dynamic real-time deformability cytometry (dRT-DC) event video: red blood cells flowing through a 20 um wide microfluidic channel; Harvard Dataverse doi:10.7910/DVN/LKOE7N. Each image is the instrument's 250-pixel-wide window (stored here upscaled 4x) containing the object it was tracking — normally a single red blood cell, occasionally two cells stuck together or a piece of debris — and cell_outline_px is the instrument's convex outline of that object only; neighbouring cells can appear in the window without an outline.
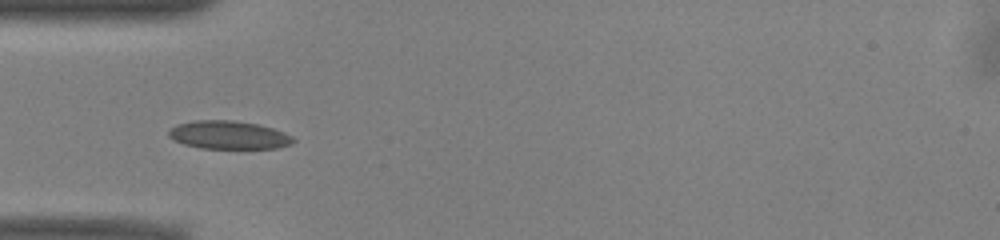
{"species": "common noctule bat (a hibernating species)", "species_latin": "Nyctalus noctula", "temperature_condition": "warm", "stored_images_in_passage": 38, "camera_frame_rate_fps": 3000, "um_per_image_px": 0.085, "animal": {"sex": "male", "body_mass_g": 13.0, "forearm_length_mm": 53.1}, "frame": {"image": 1, "passage_image": 2, "time_ms": 0.333, "image_size_px": [1000, 240], "cell_outline_px": [[296, 140], [292, 144], [276, 148], [200, 148], [184, 144], [168, 136], [168, 132], [176, 124], [196, 120], [232, 120], [260, 124], [284, 132], [292, 136]], "centroid_in_image_um": [19.46, 11.47], "position_along_channel_um": 65.5, "area_um2": 20.46}}
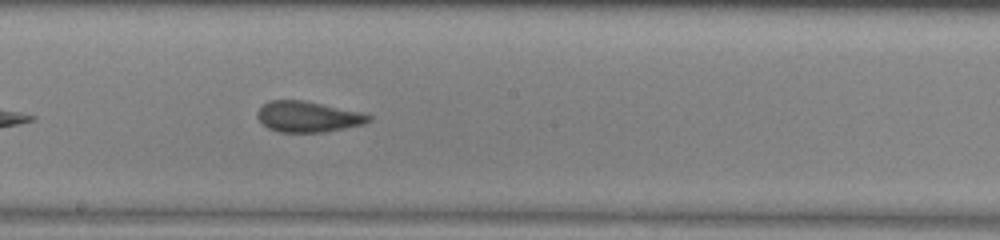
{"frame": {"image": 2, "passage_image": 14, "time_ms": 4.333, "image_size_px": [1000, 240], "cell_outline_px": [[372, 120], [364, 124], [324, 132], [280, 132], [268, 128], [256, 116], [256, 112], [268, 100], [304, 100], [360, 112], [372, 116]], "centroid_in_image_um": [26.17, 9.92], "position_along_channel_um": 222.0, "area_um2": 19.88}}
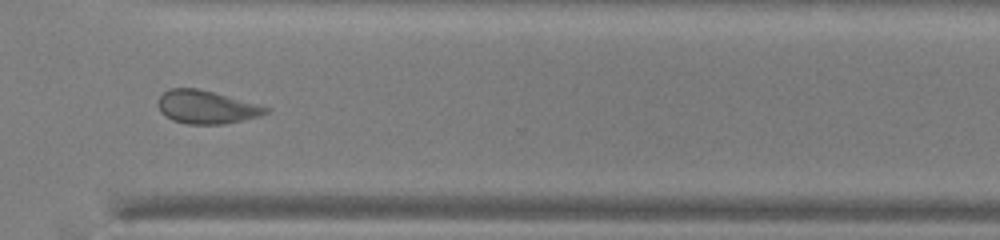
{"frame": {"image": 3, "passage_image": 24, "time_ms": 7.667, "image_size_px": [1000, 240], "cell_outline_px": [[272, 108], [268, 112], [260, 116], [224, 124], [188, 124], [172, 120], [164, 116], [160, 112], [156, 104], [160, 96], [168, 88], [196, 88], [212, 92]], "centroid_in_image_um": [17.5, 9.11], "position_along_channel_um": 353.1, "area_um2": 20.81}, "authors_computed_cell_mechanics": {"area_um2": 20.6635, "velocity_mm_per_s": 3.9236, "shape_relaxation_time_tau1_ms": 7.5927, "shape_relaxation_time_tau2_ms": 1.2948, "deformation_change_tau1": 0.1325, "deformation_change_tau2": 0.0686}}